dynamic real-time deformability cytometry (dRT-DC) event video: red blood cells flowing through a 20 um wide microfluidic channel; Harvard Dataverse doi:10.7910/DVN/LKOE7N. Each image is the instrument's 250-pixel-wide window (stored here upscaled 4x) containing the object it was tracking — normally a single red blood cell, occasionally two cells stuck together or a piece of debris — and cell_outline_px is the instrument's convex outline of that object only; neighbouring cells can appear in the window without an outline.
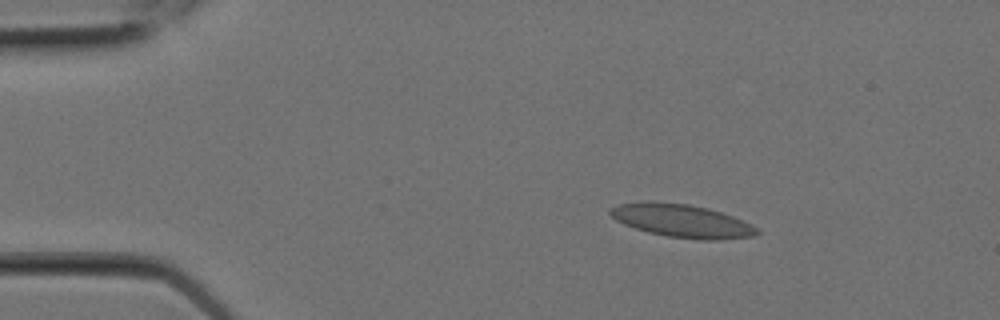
{"species": "Egyptian fruit bat (a non-hibernating species)", "species_latin": "Rousettus aegyptiacus", "temperature_condition": "room temperature", "stored_images_in_passage": 8, "camera_frame_rate_fps": 3000, "um_per_image_px": 0.085, "animal": {"sex": "female"}, "frame": {"image": 1, "passage_image": 3, "time_ms": 0.667, "image_size_px": [1000, 320], "cell_outline_px": [[760, 232], [756, 236], [720, 240], [704, 240], [668, 236], [648, 232], [624, 224], [616, 220], [608, 212], [608, 208], [620, 204], [648, 200], [652, 200], [688, 204], [708, 208], [732, 216], [752, 224], [760, 228]], "centroid_in_image_um": [57.98, 18.76], "position_along_channel_um": 27.0, "area_um2": 28.55}}
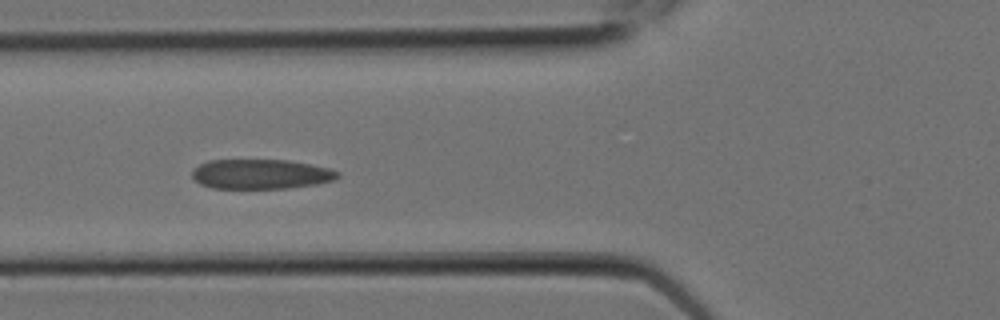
{"frame": {"image": 2, "passage_image": 7, "time_ms": 2.0, "image_size_px": [1000, 320], "cell_outline_px": [[340, 176], [336, 180], [316, 184], [288, 188], [212, 188], [200, 184], [192, 176], [192, 168], [208, 160], [288, 160], [328, 168], [340, 172]], "centroid_in_image_um": [22.17, 14.8], "position_along_channel_um": 103.6, "area_um2": 25.26}}
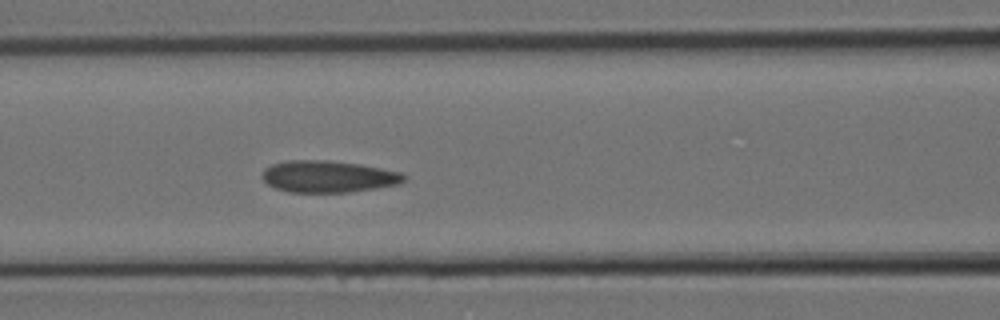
{"frame": {"image": 3, "passage_image": 8, "time_ms": 2.333, "image_size_px": [1000, 320], "cell_outline_px": [[408, 176], [400, 184], [376, 188], [348, 192], [288, 192], [276, 188], [268, 184], [260, 176], [264, 168], [272, 164], [288, 160], [328, 160], [360, 164], [400, 172]], "centroid_in_image_um": [27.89, 15.0], "position_along_channel_um": 138.7, "area_um2": 26.36}}